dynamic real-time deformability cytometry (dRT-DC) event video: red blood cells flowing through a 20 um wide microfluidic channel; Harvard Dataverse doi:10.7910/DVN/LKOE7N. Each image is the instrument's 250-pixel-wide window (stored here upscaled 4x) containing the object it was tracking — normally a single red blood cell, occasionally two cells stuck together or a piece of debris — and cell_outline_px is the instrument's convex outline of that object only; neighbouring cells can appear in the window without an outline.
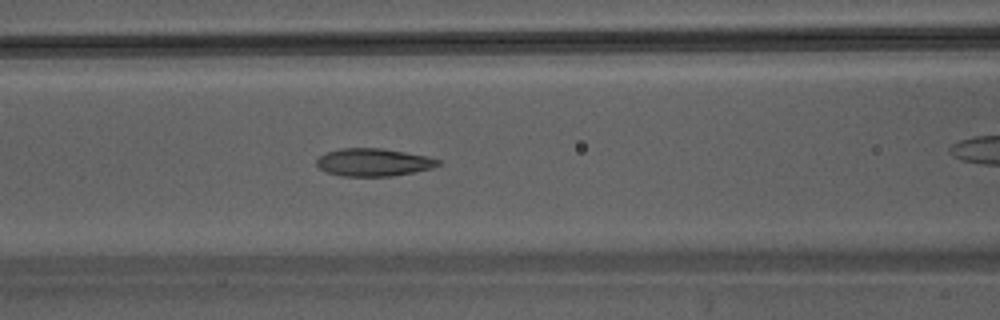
{"species": "Egyptian fruit bat (a non-hibernating species)", "species_latin": "Rousettus aegyptiacus", "temperature_condition": "warm", "stored_images_in_passage": 39, "camera_frame_rate_fps": 3000, "um_per_image_px": 0.085, "animal": {"sex": "male"}, "frame": {"image": 1, "passage_image": 12, "time_ms": 3.667, "image_size_px": [1000, 320], "cell_outline_px": [[440, 164], [432, 168], [392, 176], [340, 176], [328, 172], [320, 168], [316, 164], [316, 160], [324, 152], [340, 148], [380, 148], [428, 156], [440, 160]], "centroid_in_image_um": [31.72, 13.79], "position_along_channel_um": 134.9, "area_um2": 19.59}}
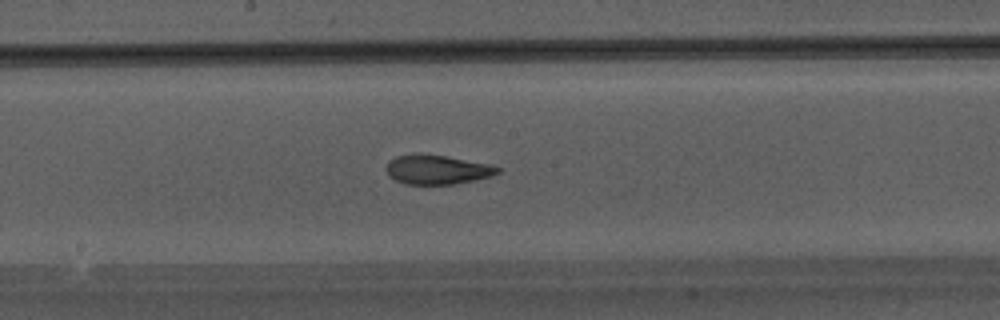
{"frame": {"image": 2, "passage_image": 17, "time_ms": 5.333, "image_size_px": [1000, 320], "cell_outline_px": [[500, 172], [492, 176], [476, 180], [456, 184], [404, 184], [388, 176], [384, 168], [388, 160], [396, 156], [444, 156], [492, 164], [500, 168]], "centroid_in_image_um": [37.18, 14.45], "position_along_channel_um": 211.0, "area_um2": 18.79}}
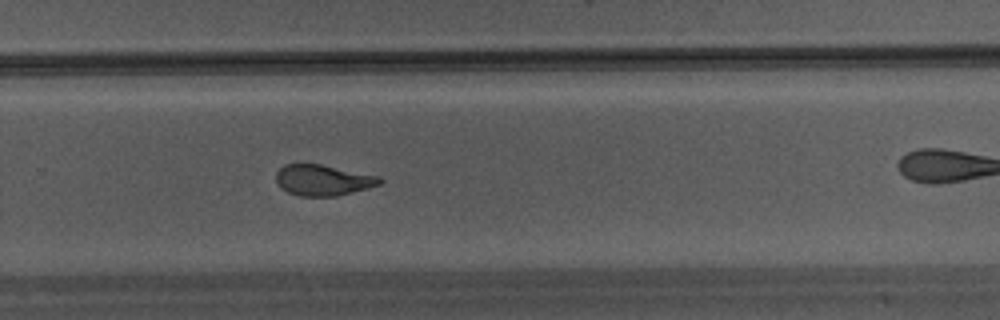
{"frame": {"image": 3, "passage_image": 23, "time_ms": 7.333, "image_size_px": [1000, 320], "cell_outline_px": [[384, 180], [380, 184], [368, 188], [336, 196], [300, 196], [288, 192], [276, 180], [276, 172], [284, 164], [320, 164], [380, 176]], "centroid_in_image_um": [27.49, 15.3], "position_along_channel_um": 302.3, "area_um2": 18.5}}